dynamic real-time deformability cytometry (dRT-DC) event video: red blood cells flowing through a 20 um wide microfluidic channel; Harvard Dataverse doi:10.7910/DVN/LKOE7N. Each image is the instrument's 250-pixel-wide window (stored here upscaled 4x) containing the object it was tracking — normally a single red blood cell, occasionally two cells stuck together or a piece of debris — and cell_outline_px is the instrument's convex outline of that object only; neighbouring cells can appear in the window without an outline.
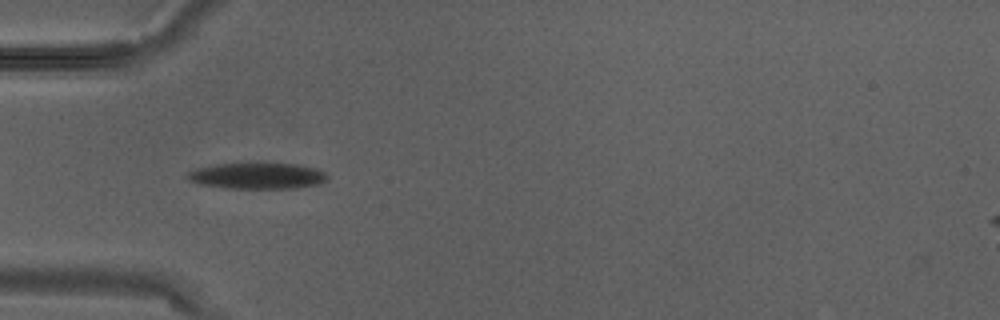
{"species": "Egyptian fruit bat (a non-hibernating species)", "species_latin": "Rousettus aegyptiacus", "temperature_condition": "warm", "stored_images_in_passage": 3, "camera_frame_rate_fps": 3000, "um_per_image_px": 0.085, "animal": {"sex": "male"}, "frame": {"image": 1, "passage_image": 3, "time_ms": 0.667, "image_size_px": [1000, 320], "cell_outline_px": [[328, 180], [320, 184], [296, 188], [228, 188], [200, 184], [188, 180], [184, 176], [188, 172], [196, 168], [216, 164], [296, 164], [316, 168], [324, 172], [328, 176]], "centroid_in_image_um": [21.87, 14.95], "position_along_channel_um": 63.1, "area_um2": 21.21}}